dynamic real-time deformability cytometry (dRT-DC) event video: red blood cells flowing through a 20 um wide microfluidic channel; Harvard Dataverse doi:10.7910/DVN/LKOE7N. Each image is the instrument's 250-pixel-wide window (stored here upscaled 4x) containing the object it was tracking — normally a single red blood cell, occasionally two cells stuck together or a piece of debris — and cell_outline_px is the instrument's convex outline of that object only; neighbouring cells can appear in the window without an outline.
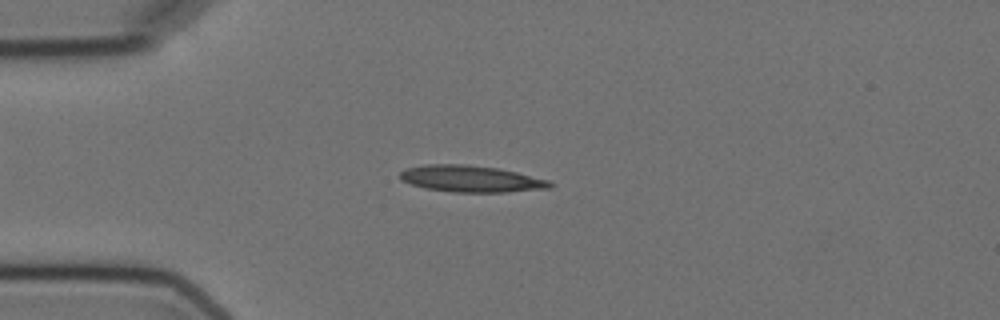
{"species": "Egyptian fruit bat (a non-hibernating species)", "species_latin": "Rousettus aegyptiacus", "temperature_condition": "cold", "stored_images_in_passage": 8, "camera_frame_rate_fps": 3000, "um_per_image_px": 0.085, "animal": {"sex": "female"}, "frame": {"image": 1, "passage_image": 4, "time_ms": 3.667, "image_size_px": [1000, 320], "cell_outline_px": [[556, 184], [552, 188], [508, 192], [452, 192], [424, 188], [400, 180], [400, 172], [404, 168], [424, 164], [468, 164], [496, 168], [516, 172], [548, 180]], "centroid_in_image_um": [40.03, 15.2], "position_along_channel_um": 45.0, "area_um2": 23.41}}
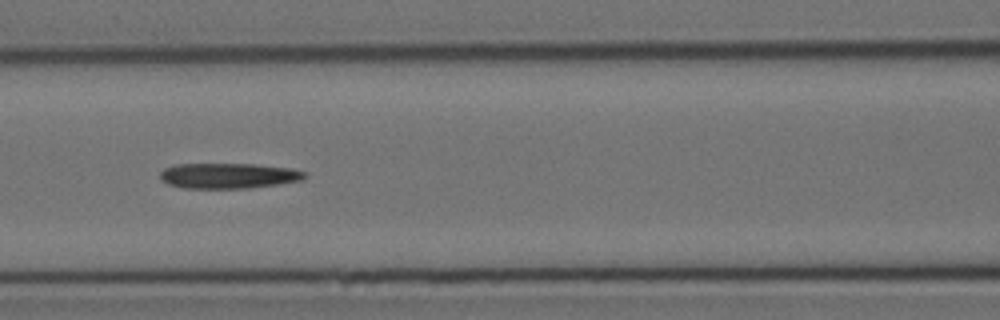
{"frame": {"image": 2, "passage_image": 7, "time_ms": 7.0, "image_size_px": [1000, 320], "cell_outline_px": [[308, 176], [304, 180], [280, 184], [248, 188], [184, 188], [168, 184], [160, 176], [160, 172], [164, 168], [176, 164], [252, 164], [292, 168], [304, 172]], "centroid_in_image_um": [19.46, 14.94], "position_along_channel_um": 147.1, "area_um2": 21.44}}
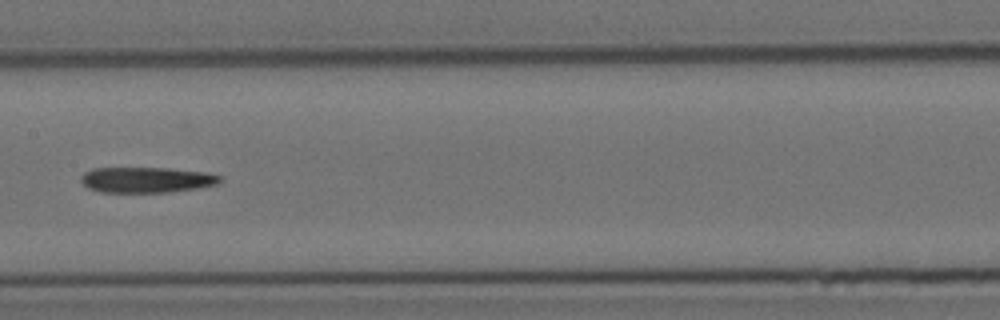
{"frame": {"image": 3, "passage_image": 8, "time_ms": 8.333, "image_size_px": [1000, 320], "cell_outline_px": [[224, 176], [220, 184], [200, 188], [168, 192], [100, 192], [88, 188], [80, 180], [80, 176], [84, 172], [92, 168], [168, 168], [208, 172]], "centroid_in_image_um": [12.51, 15.28], "position_along_channel_um": 194.9, "area_um2": 21.1}}